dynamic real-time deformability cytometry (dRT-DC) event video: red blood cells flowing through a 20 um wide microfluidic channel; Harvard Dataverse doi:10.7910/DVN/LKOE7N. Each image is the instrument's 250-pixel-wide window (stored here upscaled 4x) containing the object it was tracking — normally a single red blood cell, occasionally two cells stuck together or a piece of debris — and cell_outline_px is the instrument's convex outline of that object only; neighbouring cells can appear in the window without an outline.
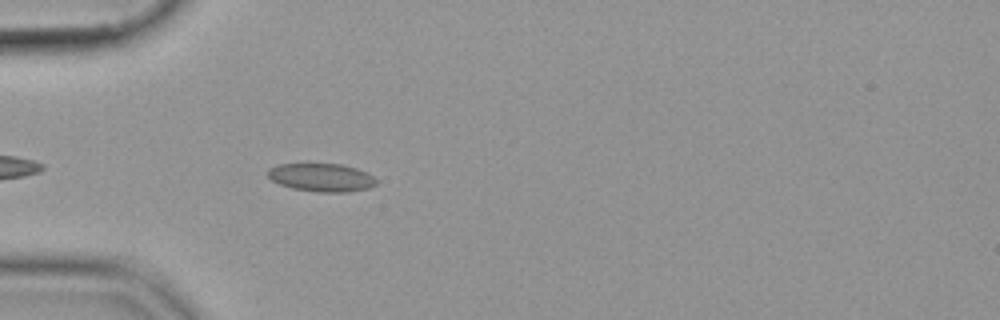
{"species": "common noctule bat (a hibernating species)", "species_latin": "Nyctalus noctula", "temperature_condition": "cold", "stored_images_in_passage": 43, "camera_frame_rate_fps": 3000, "um_per_image_px": 0.085, "animal": {"sex": "female", "body_mass_g": 19.9}, "frame": {"image": 1, "passage_image": 5, "time_ms": 1.333, "image_size_px": [1000, 320], "cell_outline_px": [[376, 184], [368, 188], [348, 192], [320, 192], [292, 188], [280, 184], [272, 180], [268, 176], [268, 168], [280, 164], [340, 164], [356, 168], [368, 172], [376, 180]], "centroid_in_image_um": [27.33, 15.08], "position_along_channel_um": 57.7, "area_um2": 17.69}}
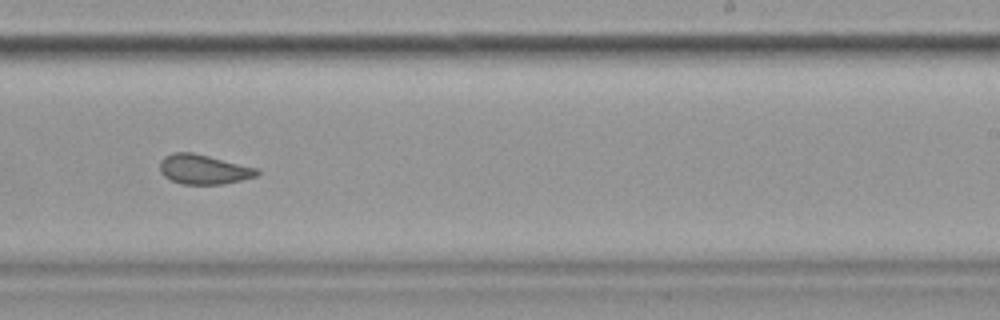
{"frame": {"image": 2, "passage_image": 23, "time_ms": 7.333, "image_size_px": [1000, 320], "cell_outline_px": [[260, 172], [256, 176], [224, 184], [180, 184], [164, 176], [160, 172], [160, 160], [164, 156], [172, 152], [192, 152], [256, 168]], "centroid_in_image_um": [17.25, 14.39], "position_along_channel_um": 271.7, "area_um2": 16.65}}
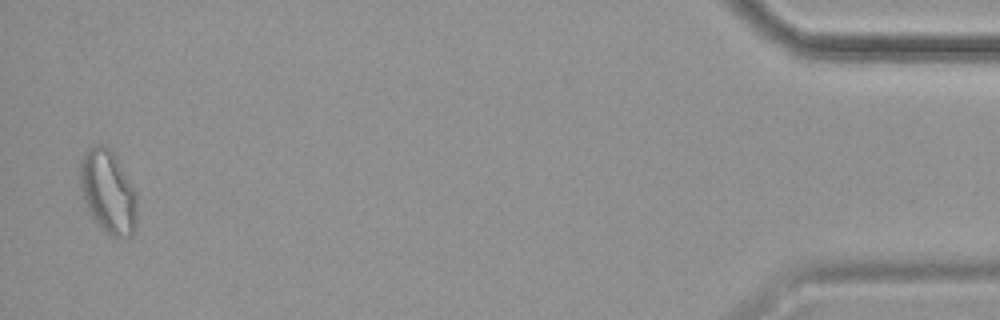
{"frame": {"image": 3, "passage_image": 42, "time_ms": 13.667, "image_size_px": [1000, 320], "cell_outline_px": [[136, 224], [132, 236], [120, 240], [112, 236], [92, 216], [84, 200], [80, 188], [80, 156], [92, 144], [100, 144], [108, 148], [116, 156], [136, 192]], "centroid_in_image_um": [9.18, 16.28], "position_along_channel_um": 426.0, "area_um2": 27.63}}